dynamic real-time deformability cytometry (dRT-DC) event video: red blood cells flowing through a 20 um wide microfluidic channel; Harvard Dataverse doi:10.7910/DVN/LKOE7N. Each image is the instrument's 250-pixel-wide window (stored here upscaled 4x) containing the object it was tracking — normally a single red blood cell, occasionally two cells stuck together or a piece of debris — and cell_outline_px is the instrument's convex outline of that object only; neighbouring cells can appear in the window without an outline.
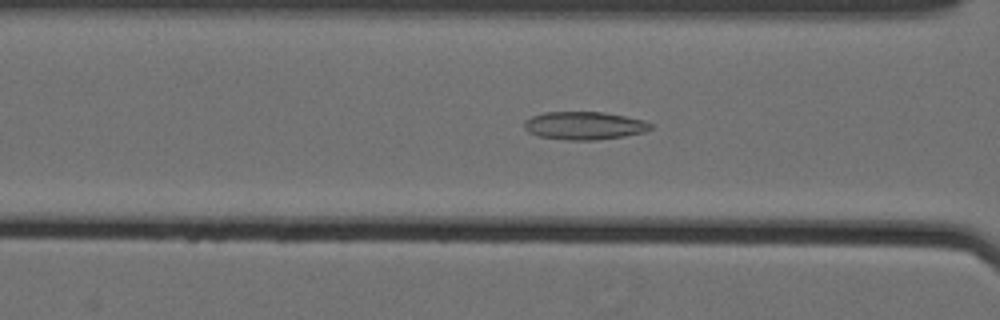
{"species": "Egyptian fruit bat (a non-hibernating species)", "species_latin": "Rousettus aegyptiacus", "temperature_condition": "cold", "stored_images_in_passage": 60, "camera_frame_rate_fps": 3000, "um_per_image_px": 0.085, "animal": {"sex": "female"}, "frame": {"image": 1, "passage_image": 28, "time_ms": 9.0, "image_size_px": [1000, 320], "cell_outline_px": [[652, 128], [644, 132], [624, 136], [596, 140], [568, 140], [540, 136], [528, 132], [524, 128], [524, 120], [532, 116], [544, 112], [604, 112], [644, 120], [652, 124]], "centroid_in_image_um": [49.66, 10.67], "position_along_channel_um": 116.9, "area_um2": 20.58}}
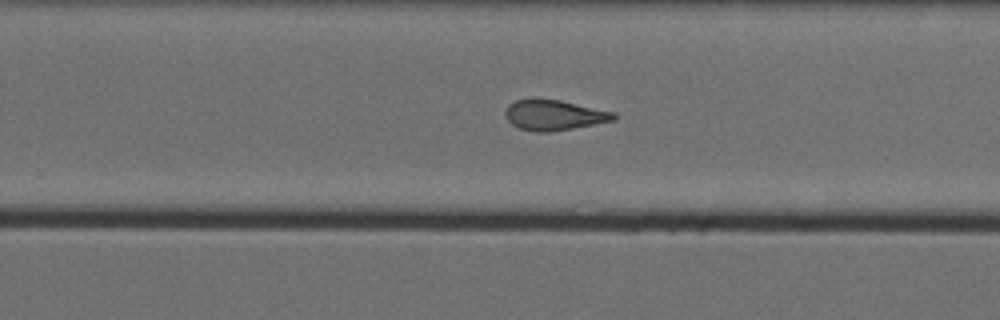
{"frame": {"image": 2, "passage_image": 42, "time_ms": 13.667, "image_size_px": [1000, 320], "cell_outline_px": [[616, 120], [552, 132], [536, 132], [520, 128], [512, 124], [504, 116], [504, 112], [508, 104], [516, 100], [560, 100], [616, 112]], "centroid_in_image_um": [47.12, 9.8], "position_along_channel_um": 282.7, "area_um2": 19.07}}
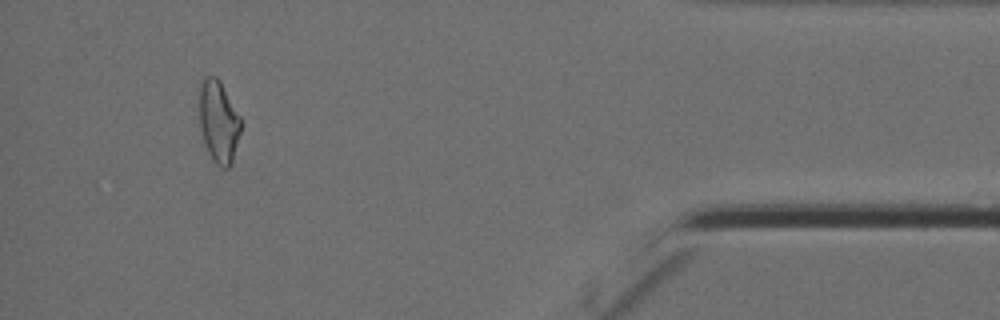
{"frame": {"image": 3, "passage_image": 57, "time_ms": 18.667, "image_size_px": [1000, 320], "cell_outline_px": [[240, 132], [232, 164], [228, 168], [220, 168], [212, 160], [208, 152], [200, 128], [200, 88], [204, 80], [208, 76], [216, 76], [220, 80], [240, 116]], "centroid_in_image_um": [18.6, 10.38], "position_along_channel_um": 416.6, "area_um2": 19.65}, "authors_computed_cell_mechanics": {"area_um2": 21.1548, "velocity_mm_per_s": 3.5544, "shape_relaxation_time_tau1_ms": null, "shape_relaxation_time_tau2_ms": 2.4535, "deformation_change_tau1": null, "deformation_change_tau2": 0.0992}}